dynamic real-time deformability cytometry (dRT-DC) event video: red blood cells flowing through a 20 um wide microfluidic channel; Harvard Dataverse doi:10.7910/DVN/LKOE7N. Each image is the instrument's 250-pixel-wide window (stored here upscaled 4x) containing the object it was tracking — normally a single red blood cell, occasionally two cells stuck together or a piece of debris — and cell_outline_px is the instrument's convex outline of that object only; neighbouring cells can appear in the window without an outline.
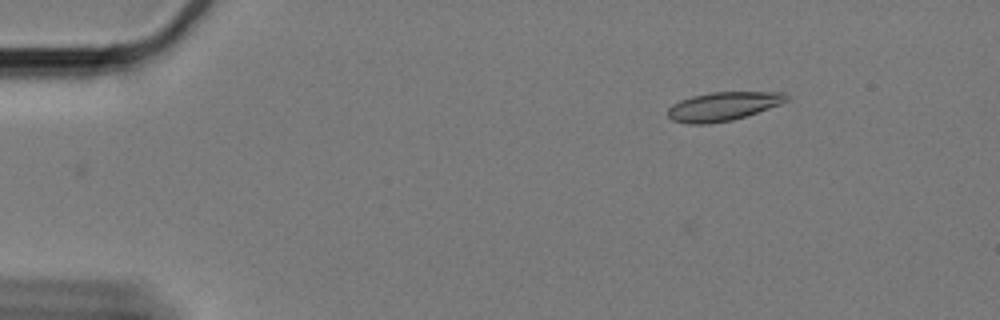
{"species": "Egyptian fruit bat (a non-hibernating species)", "species_latin": "Rousettus aegyptiacus", "temperature_condition": "cold", "stored_images_in_passage": 12, "camera_frame_rate_fps": 3000, "um_per_image_px": 0.085, "animal": {"sex": "female"}, "frame": {"image": 1, "passage_image": 1, "time_ms": 0.0, "image_size_px": [1000, 320], "cell_outline_px": [[788, 100], [780, 104], [732, 120], [708, 124], [688, 124], [672, 120], [668, 116], [668, 108], [672, 104], [680, 100], [692, 96], [708, 92], [784, 92], [788, 96]], "centroid_in_image_um": [61.42, 9.03], "position_along_channel_um": 23.6, "area_um2": 19.77}}